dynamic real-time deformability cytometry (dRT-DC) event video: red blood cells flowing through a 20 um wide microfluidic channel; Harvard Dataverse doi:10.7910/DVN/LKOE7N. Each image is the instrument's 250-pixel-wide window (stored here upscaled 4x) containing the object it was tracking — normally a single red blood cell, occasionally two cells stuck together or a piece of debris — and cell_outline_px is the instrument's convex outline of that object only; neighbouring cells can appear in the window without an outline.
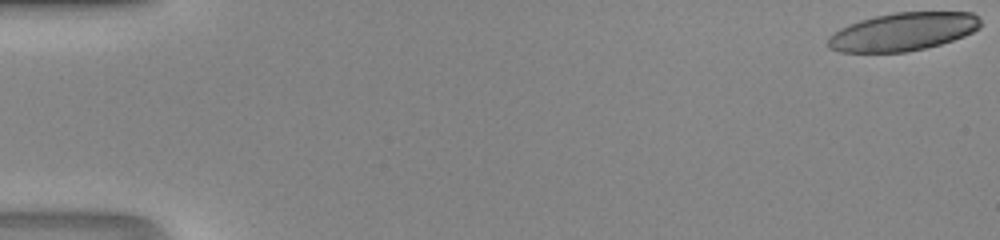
{"species": "human", "species_latin": "Homo sapiens", "temperature_condition": "room temperature", "stored_images_in_passage": 42, "camera_frame_rate_fps": 3000, "um_per_image_px": 0.085, "donor": {"sex": "male"}, "frame": {"image": 1, "passage_image": 1, "time_ms": 0.0, "image_size_px": [1000, 240], "cell_outline_px": [[980, 28], [964, 36], [940, 44], [924, 48], [904, 52], [840, 52], [828, 48], [828, 36], [840, 28], [848, 24], [860, 20], [892, 12], [972, 12], [980, 20]], "centroid_in_image_um": [76.73, 2.69], "position_along_channel_um": 8.3, "area_um2": 33.81}}
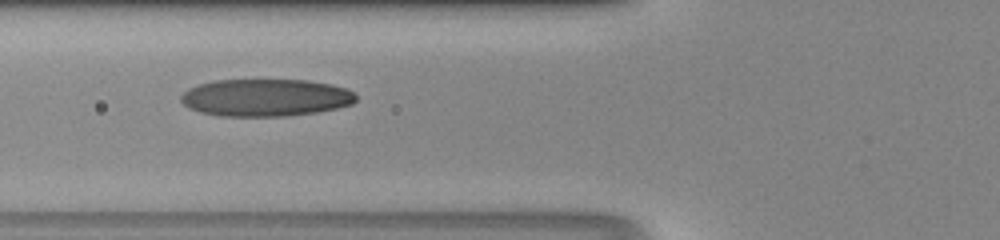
{"frame": {"image": 2, "passage_image": 20, "time_ms": 6.333, "image_size_px": [1000, 240], "cell_outline_px": [[356, 100], [352, 104], [336, 108], [316, 112], [288, 116], [220, 116], [200, 112], [188, 108], [180, 100], [180, 96], [188, 88], [200, 84], [216, 80], [308, 80], [332, 84], [348, 88], [356, 96]], "centroid_in_image_um": [22.58, 8.3], "position_along_channel_um": 103.2, "area_um2": 38.26}}
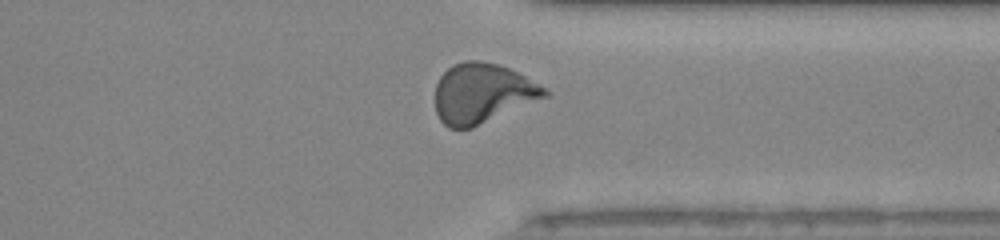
{"frame": {"image": 3, "passage_image": 38, "time_ms": 12.333, "image_size_px": [1000, 240], "cell_outline_px": [[552, 92], [548, 96], [472, 128], [448, 128], [440, 120], [436, 112], [436, 84], [440, 76], [452, 64], [464, 60], [480, 60], [496, 64], [508, 68], [540, 84]], "centroid_in_image_um": [41.0, 7.93], "position_along_channel_um": 370.4, "area_um2": 38.15}}